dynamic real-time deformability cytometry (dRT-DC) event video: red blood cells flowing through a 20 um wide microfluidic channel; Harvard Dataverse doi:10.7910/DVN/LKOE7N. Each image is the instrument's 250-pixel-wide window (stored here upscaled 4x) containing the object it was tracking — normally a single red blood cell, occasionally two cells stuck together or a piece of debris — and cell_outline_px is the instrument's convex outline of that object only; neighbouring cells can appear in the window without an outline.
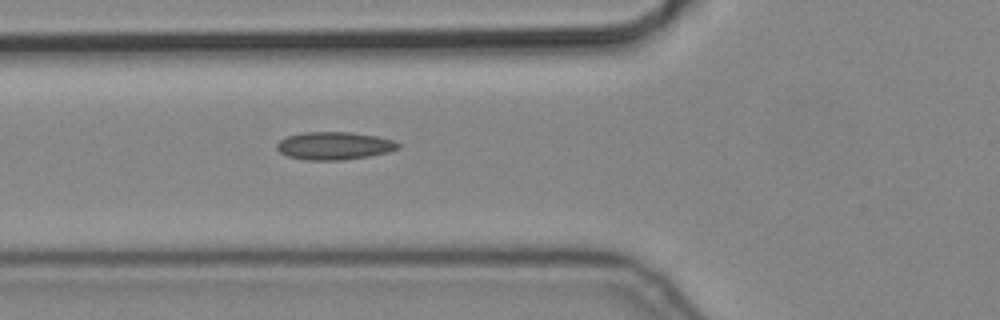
{"species": "common noctule bat (a hibernating species)", "species_latin": "Nyctalus noctula", "temperature_condition": "cold", "stored_images_in_passage": 5, "camera_frame_rate_fps": 3000, "um_per_image_px": 0.085, "animal": {"sex": "male", "body_mass_g": 19.2, "forearm_length_mm": 51.8}, "frame": {"image": 1, "passage_image": 5, "time_ms": 1.333, "image_size_px": [1000, 320], "cell_outline_px": [[400, 148], [388, 152], [368, 156], [344, 160], [304, 160], [288, 156], [280, 152], [276, 148], [276, 144], [280, 140], [288, 136], [304, 132], [352, 132], [376, 136], [392, 140], [400, 144]], "centroid_in_image_um": [28.4, 12.39], "position_along_channel_um": 97.4, "area_um2": 19.65}}